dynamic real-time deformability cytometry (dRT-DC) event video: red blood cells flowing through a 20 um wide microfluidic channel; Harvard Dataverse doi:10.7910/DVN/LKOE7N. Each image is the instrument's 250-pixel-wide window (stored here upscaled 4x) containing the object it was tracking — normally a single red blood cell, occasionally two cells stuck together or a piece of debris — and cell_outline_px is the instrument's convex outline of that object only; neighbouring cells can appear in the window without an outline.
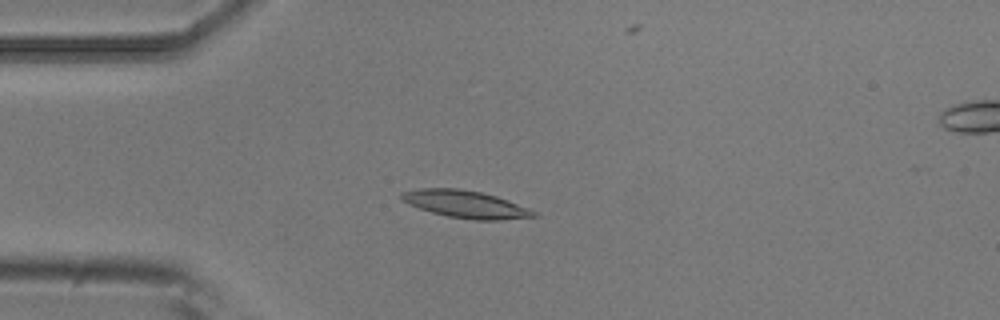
{"species": "common noctule bat (a hibernating species)", "species_latin": "Nyctalus noctula", "temperature_condition": "room temperature", "stored_images_in_passage": 6, "camera_frame_rate_fps": 3000, "um_per_image_px": 0.085, "animal": {"sex": "male", "body_mass_g": 20.5, "forearm_length_mm": 52.5}, "frame": {"image": 1, "passage_image": 4, "time_ms": 1.0, "image_size_px": [1000, 320], "cell_outline_px": [[540, 216], [500, 220], [472, 220], [448, 216], [432, 212], [408, 204], [400, 200], [400, 192], [420, 188], [460, 188], [480, 192], [496, 196], [528, 208], [536, 212]], "centroid_in_image_um": [39.55, 17.35], "position_along_channel_um": 45.5, "area_um2": 21.1}}